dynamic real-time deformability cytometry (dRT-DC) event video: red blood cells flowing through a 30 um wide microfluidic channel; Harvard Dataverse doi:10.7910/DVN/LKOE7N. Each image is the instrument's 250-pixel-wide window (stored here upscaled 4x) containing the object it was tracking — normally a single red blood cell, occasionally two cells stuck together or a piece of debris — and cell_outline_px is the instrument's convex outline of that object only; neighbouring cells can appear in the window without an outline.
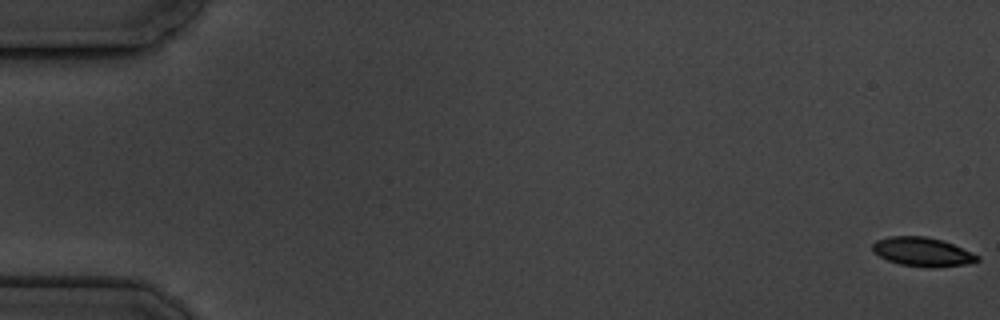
{"species": "common noctule bat (a hibernating species)", "species_latin": "Nyctalus noctula", "temperature_condition": "cold", "stored_images_in_passage": 5, "camera_frame_rate_fps": 3000, "um_per_image_px": 0.085, "animal": {"sex": "male", "body_mass_g": 19.5, "forearm_length_mm": 54.6}, "frame": {"image": 1, "passage_image": 1, "time_ms": 0.0, "image_size_px": [1000, 320], "cell_outline_px": [[980, 260], [964, 264], [936, 268], [932, 268], [900, 264], [888, 260], [872, 252], [872, 244], [876, 240], [888, 236], [924, 236], [944, 240], [980, 256]], "centroid_in_image_um": [78.39, 21.4], "position_along_channel_um": 6.6, "area_um2": 17.74}}
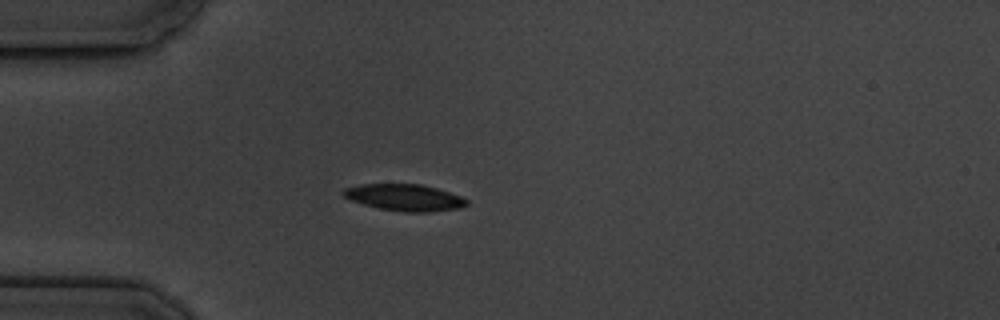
{"frame": {"image": 2, "passage_image": 5, "time_ms": 5.333, "image_size_px": [1000, 320], "cell_outline_px": [[468, 204], [460, 208], [432, 212], [404, 212], [380, 208], [364, 204], [352, 200], [344, 196], [340, 192], [344, 188], [360, 184], [420, 184], [436, 188], [460, 196], [468, 200]], "centroid_in_image_um": [34.39, 16.79], "position_along_channel_um": 50.6, "area_um2": 19.07}}